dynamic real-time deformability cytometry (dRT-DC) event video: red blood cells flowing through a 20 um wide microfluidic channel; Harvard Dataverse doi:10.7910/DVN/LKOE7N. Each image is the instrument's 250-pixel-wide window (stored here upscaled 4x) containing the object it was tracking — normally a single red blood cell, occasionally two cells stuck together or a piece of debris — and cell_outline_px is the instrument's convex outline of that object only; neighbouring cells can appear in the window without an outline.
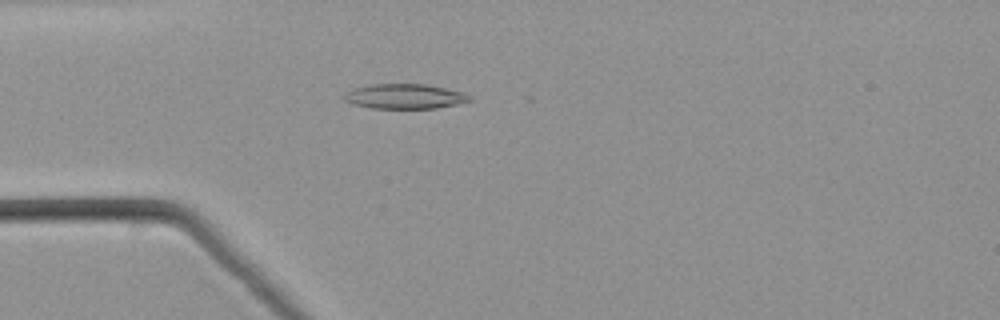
{"species": "common noctule bat (a hibernating species)", "species_latin": "Nyctalus noctula", "temperature_condition": "warm", "stored_images_in_passage": 38, "camera_frame_rate_fps": 3000, "um_per_image_px": 0.085, "animal": {"sex": "male", "body_mass_g": 21.5, "forearm_length_mm": 52.0}, "frame": {"image": 1, "passage_image": 1, "time_ms": 0.0, "image_size_px": [1000, 320], "cell_outline_px": [[472, 100], [456, 104], [436, 108], [372, 108], [352, 104], [344, 100], [344, 92], [352, 88], [368, 84], [428, 84], [464, 92], [472, 96]], "centroid_in_image_um": [34.38, 8.18], "position_along_channel_um": 50.6, "area_um2": 18.38}}
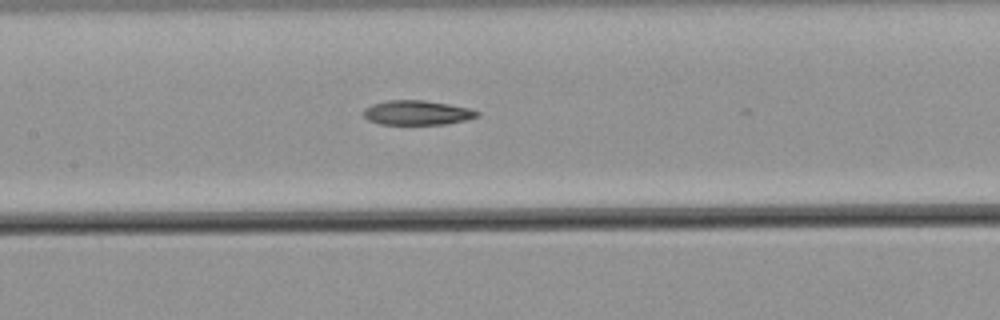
{"frame": {"image": 2, "passage_image": 11, "time_ms": 3.333, "image_size_px": [1000, 320], "cell_outline_px": [[480, 116], [468, 120], [444, 124], [380, 124], [368, 120], [364, 116], [364, 108], [372, 104], [388, 100], [424, 100], [448, 104], [468, 108], [480, 112]], "centroid_in_image_um": [35.47, 9.58], "position_along_channel_um": 171.9, "area_um2": 16.24}}
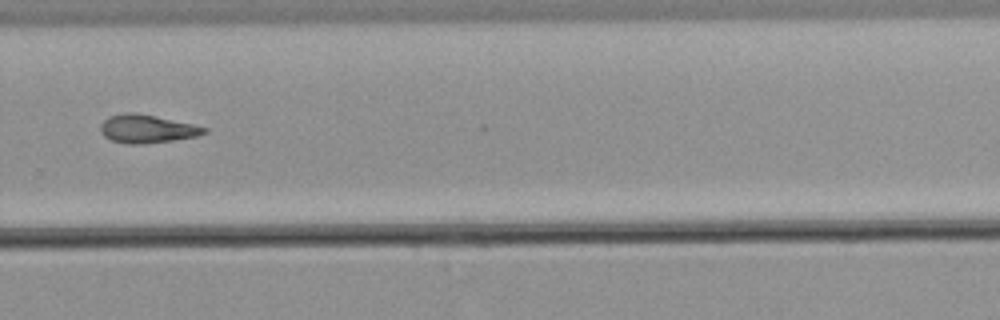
{"frame": {"image": 3, "passage_image": 22, "time_ms": 7.0, "image_size_px": [1000, 320], "cell_outline_px": [[208, 132], [196, 136], [172, 140], [144, 144], [128, 144], [112, 140], [104, 136], [100, 132], [100, 124], [108, 116], [124, 112], [132, 112], [156, 116], [192, 124], [208, 128]], "centroid_in_image_um": [12.46, 10.94], "position_along_channel_um": 317.3, "area_um2": 17.05}}